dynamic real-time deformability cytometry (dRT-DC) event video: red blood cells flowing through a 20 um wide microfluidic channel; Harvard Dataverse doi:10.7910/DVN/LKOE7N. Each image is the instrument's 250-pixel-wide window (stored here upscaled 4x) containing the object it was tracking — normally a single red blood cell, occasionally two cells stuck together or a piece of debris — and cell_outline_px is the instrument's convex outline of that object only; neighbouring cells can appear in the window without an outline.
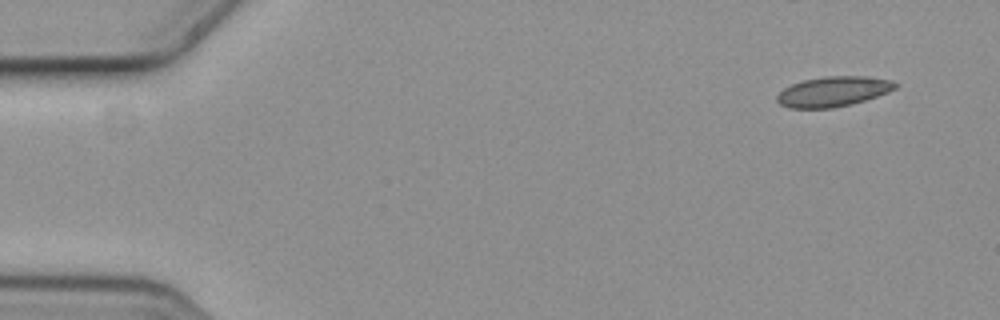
{"species": "common noctule bat (a hibernating species)", "species_latin": "Nyctalus noctula", "temperature_condition": "cold", "stored_images_in_passage": 4, "camera_frame_rate_fps": 3000, "um_per_image_px": 0.085, "animal": {"sex": "female", "body_mass_g": 19.3, "forearm_length_mm": 54.1}, "frame": {"image": 1, "passage_image": 1, "time_ms": 0.0, "image_size_px": [1000, 320], "cell_outline_px": [[900, 84], [896, 88], [888, 92], [852, 104], [832, 108], [788, 108], [780, 104], [776, 100], [776, 96], [784, 88], [792, 84], [804, 80], [824, 76], [868, 76], [892, 80]], "centroid_in_image_um": [70.84, 7.77], "position_along_channel_um": 14.2, "area_um2": 20.81}}
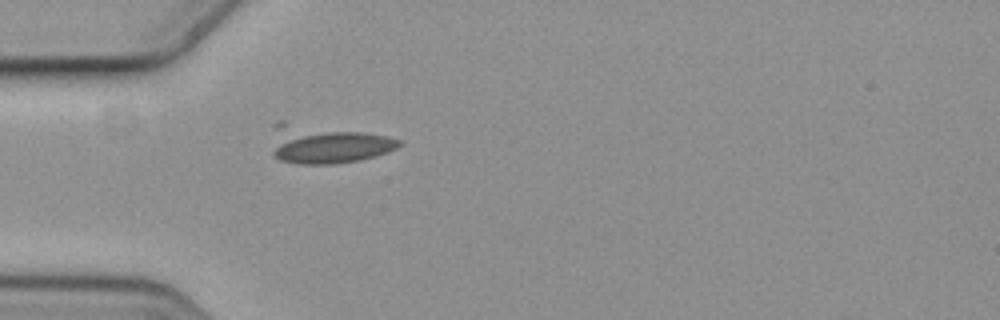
{"frame": {"image": 2, "passage_image": 4, "time_ms": 1.0, "image_size_px": [1000, 320], "cell_outline_px": [[404, 144], [388, 152], [376, 156], [360, 160], [332, 164], [300, 164], [280, 160], [272, 156], [272, 152], [284, 140], [304, 136], [328, 132], [360, 132], [388, 136], [400, 140]], "centroid_in_image_um": [28.43, 12.56], "position_along_channel_um": 56.6, "area_um2": 22.43}}